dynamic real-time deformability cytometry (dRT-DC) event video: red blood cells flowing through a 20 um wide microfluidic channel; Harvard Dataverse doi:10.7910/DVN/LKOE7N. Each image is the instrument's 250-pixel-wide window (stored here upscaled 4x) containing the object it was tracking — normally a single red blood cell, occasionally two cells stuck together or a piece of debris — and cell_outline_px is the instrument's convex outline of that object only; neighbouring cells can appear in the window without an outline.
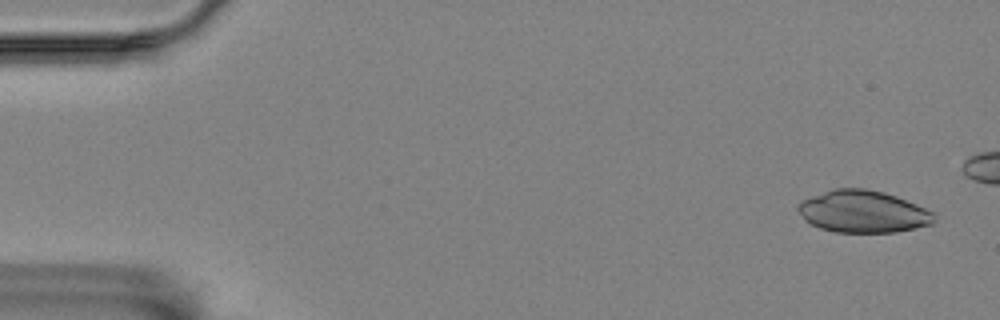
{"species": "Egyptian fruit bat (a non-hibernating species)", "species_latin": "Rousettus aegyptiacus", "temperature_condition": "room temperature", "stored_images_in_passage": 5, "camera_frame_rate_fps": 3000, "um_per_image_px": 0.085, "animal": {"sex": "female"}, "frame": {"image": 1, "passage_image": 1, "time_ms": 0.0, "image_size_px": [1000, 320], "cell_outline_px": [[936, 216], [932, 224], [896, 232], [836, 232], [820, 228], [804, 220], [796, 208], [804, 200], [812, 196], [836, 188], [864, 188], [884, 192], [896, 196], [916, 204], [932, 212]], "centroid_in_image_um": [73.36, 17.99], "position_along_channel_um": 11.6, "area_um2": 33.12}}